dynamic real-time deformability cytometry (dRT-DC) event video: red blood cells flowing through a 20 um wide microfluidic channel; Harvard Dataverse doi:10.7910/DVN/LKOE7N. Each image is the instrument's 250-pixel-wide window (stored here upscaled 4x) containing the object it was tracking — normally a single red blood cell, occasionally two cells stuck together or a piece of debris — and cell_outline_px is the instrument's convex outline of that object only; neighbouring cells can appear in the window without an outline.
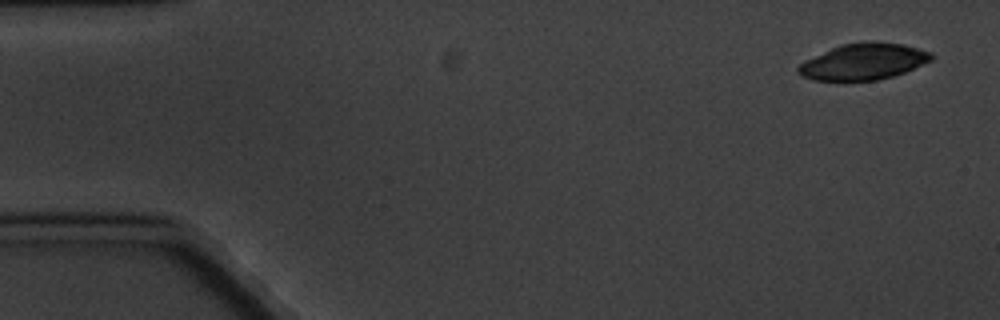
{"species": "common noctule bat (a hibernating species)", "species_latin": "Nyctalus noctula", "temperature_condition": "cold", "stored_images_in_passage": 4, "camera_frame_rate_fps": 3000, "um_per_image_px": 0.085, "animal": {"sex": "male", "body_mass_g": 20.1, "forearm_length_mm": 53.5}, "frame": {"image": 1, "passage_image": 1, "time_ms": 0.0, "image_size_px": [1000, 320], "cell_outline_px": [[936, 56], [932, 60], [904, 72], [892, 76], [876, 80], [844, 84], [812, 80], [800, 76], [796, 72], [796, 68], [804, 60], [840, 44], [864, 40], [872, 40], [900, 44], [932, 52]], "centroid_in_image_um": [73.31, 5.27], "position_along_channel_um": 11.7, "area_um2": 29.3}}